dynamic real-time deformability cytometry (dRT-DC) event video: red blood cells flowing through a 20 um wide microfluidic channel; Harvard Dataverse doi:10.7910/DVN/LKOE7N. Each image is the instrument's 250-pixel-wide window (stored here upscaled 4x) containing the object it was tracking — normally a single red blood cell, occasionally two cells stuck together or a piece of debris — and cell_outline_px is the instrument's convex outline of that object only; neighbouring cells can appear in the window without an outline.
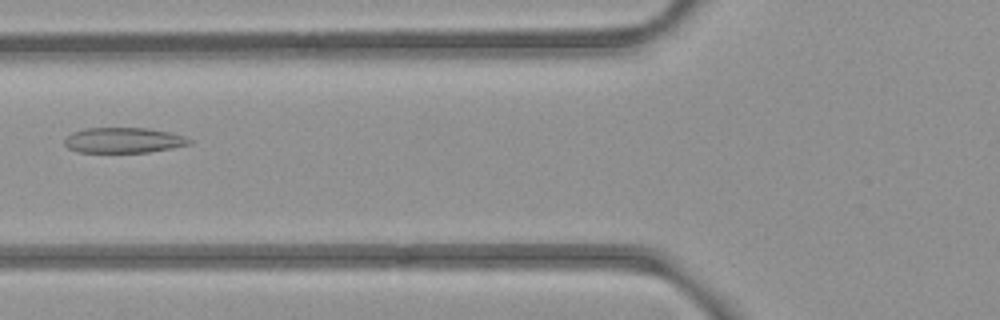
{"species": "common noctule bat (a hibernating species)", "species_latin": "Nyctalus noctula", "temperature_condition": "room temperature", "stored_images_in_passage": 6, "camera_frame_rate_fps": 3000, "um_per_image_px": 0.085, "animal": {"sex": "female", "body_mass_g": 21.9}, "frame": {"image": 1, "passage_image": 6, "time_ms": 6.0, "image_size_px": [1000, 320], "cell_outline_px": [[192, 140], [188, 144], [148, 152], [80, 152], [68, 148], [64, 144], [64, 140], [72, 132], [84, 128], [148, 128], [172, 132], [184, 136]], "centroid_in_image_um": [10.47, 11.91], "position_along_channel_um": 115.3, "area_um2": 18.32}}